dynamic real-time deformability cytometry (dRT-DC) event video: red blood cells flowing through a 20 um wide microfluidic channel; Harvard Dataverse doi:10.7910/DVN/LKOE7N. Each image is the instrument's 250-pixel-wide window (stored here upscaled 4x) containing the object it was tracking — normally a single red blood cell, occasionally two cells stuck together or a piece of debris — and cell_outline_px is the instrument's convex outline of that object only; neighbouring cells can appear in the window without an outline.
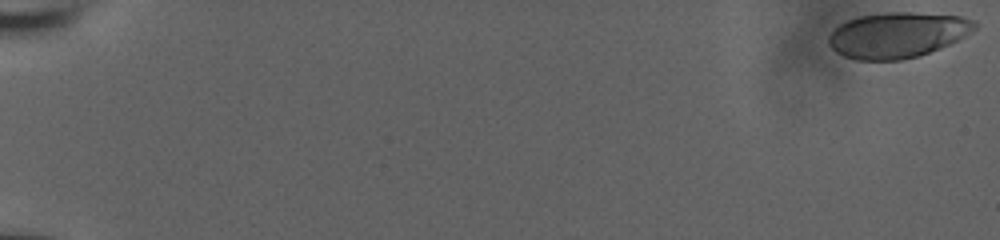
{"species": "human", "species_latin": "Homo sapiens", "temperature_condition": "room temperature", "stored_images_in_passage": 39, "camera_frame_rate_fps": 3000, "um_per_image_px": 0.085, "donor": {"sex": "male"}, "frame": {"image": 1, "passage_image": 1, "time_ms": 0.0, "image_size_px": [1000, 240], "cell_outline_px": [[976, 28], [964, 36], [940, 48], [916, 56], [900, 60], [856, 60], [844, 56], [836, 52], [828, 44], [828, 36], [840, 24], [848, 20], [860, 16], [884, 12], [912, 12], [960, 16], [976, 20]], "centroid_in_image_um": [76.26, 2.97], "position_along_channel_um": 8.7, "area_um2": 38.55}}
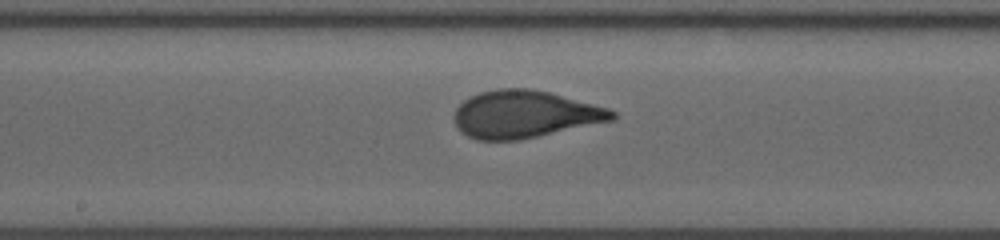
{"frame": {"image": 2, "passage_image": 22, "time_ms": 7.0, "image_size_px": [1000, 240], "cell_outline_px": [[616, 120], [520, 140], [476, 140], [460, 132], [456, 128], [452, 120], [452, 116], [456, 108], [464, 100], [480, 92], [500, 88], [528, 88], [548, 92], [608, 108], [616, 112]], "centroid_in_image_um": [44.57, 9.73], "position_along_channel_um": 203.6, "area_um2": 43.87}}
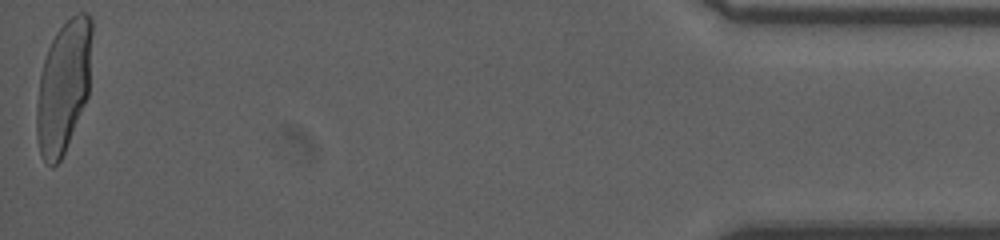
{"frame": {"image": 3, "passage_image": 39, "time_ms": 12.667, "image_size_px": [1000, 240], "cell_outline_px": [[92, 32], [88, 96], [64, 152], [60, 160], [52, 168], [44, 160], [40, 152], [36, 136], [36, 108], [40, 76], [44, 60], [48, 48], [56, 32], [76, 12], [88, 12], [92, 16]], "centroid_in_image_um": [5.4, 7.33], "position_along_channel_um": 429.8, "area_um2": 42.37}}